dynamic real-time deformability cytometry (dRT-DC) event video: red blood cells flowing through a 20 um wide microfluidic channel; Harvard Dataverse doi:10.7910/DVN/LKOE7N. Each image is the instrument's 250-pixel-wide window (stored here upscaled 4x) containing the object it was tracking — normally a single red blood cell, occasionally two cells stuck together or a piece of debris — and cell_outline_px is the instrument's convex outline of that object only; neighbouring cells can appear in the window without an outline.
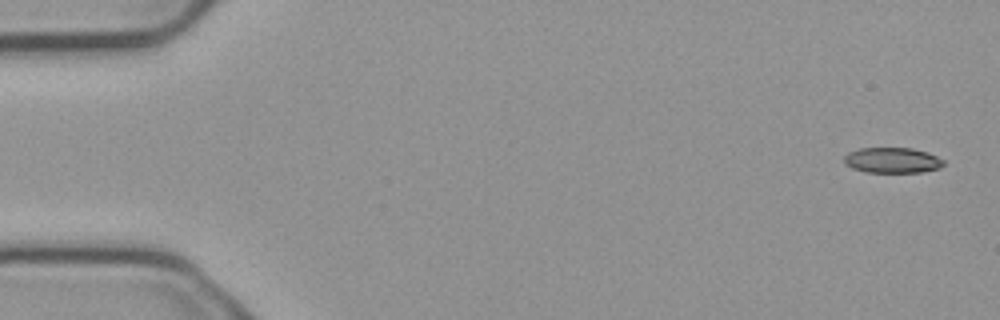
{"species": "common noctule bat (a hibernating species)", "species_latin": "Nyctalus noctula", "temperature_condition": "cold", "stored_images_in_passage": 6, "segment_of_instrument_passage": [1, 2], "camera_frame_rate_fps": 3000, "um_per_image_px": 0.085, "animal": {"sex": "male", "body_mass_g": 23.1, "forearm_length_mm": 52.7}, "frame": {"image": 1, "passage_image": 1, "time_ms": 0.0, "image_size_px": [1000, 320], "cell_outline_px": [[944, 164], [940, 168], [920, 172], [864, 172], [852, 168], [844, 164], [844, 156], [848, 152], [860, 148], [912, 148], [928, 152], [944, 160]], "centroid_in_image_um": [75.83, 13.62], "position_along_channel_um": 9.2, "area_um2": 14.85}}
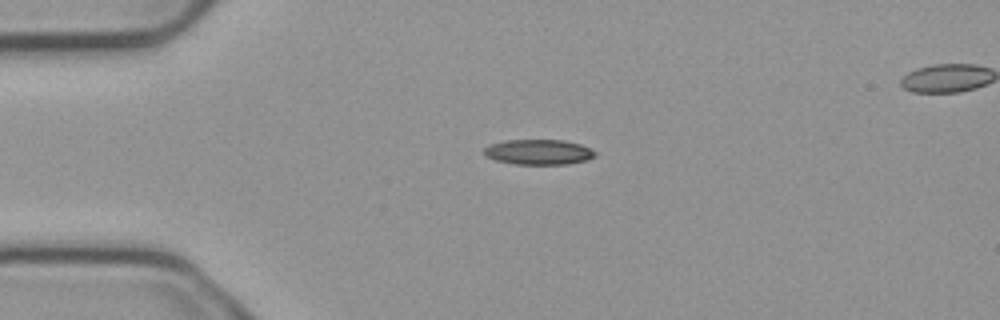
{"frame": {"image": 2, "passage_image": 4, "time_ms": 1.0, "image_size_px": [1000, 320], "cell_outline_px": [[596, 156], [588, 160], [568, 164], [516, 164], [496, 160], [488, 156], [484, 152], [484, 148], [488, 144], [504, 140], [564, 140], [580, 144], [596, 152]], "centroid_in_image_um": [45.79, 12.92], "position_along_channel_um": 39.2, "area_um2": 16.3}}